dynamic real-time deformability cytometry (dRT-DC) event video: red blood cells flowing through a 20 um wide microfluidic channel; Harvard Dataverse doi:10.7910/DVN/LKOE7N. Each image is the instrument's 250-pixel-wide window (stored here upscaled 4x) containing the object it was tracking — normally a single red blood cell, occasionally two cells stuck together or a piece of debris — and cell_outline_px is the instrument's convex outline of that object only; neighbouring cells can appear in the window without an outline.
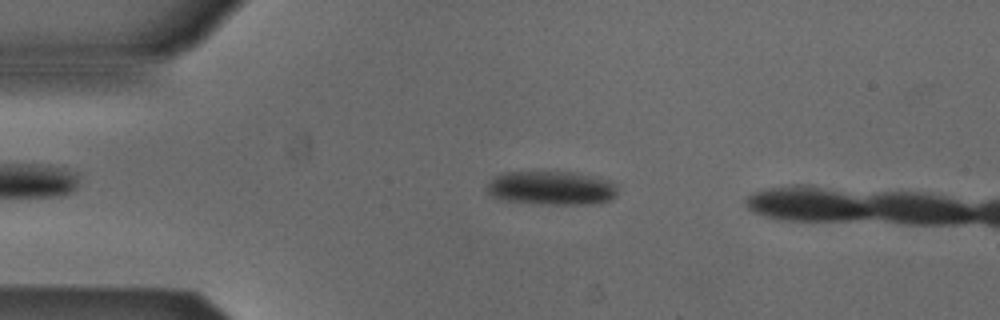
{"species": "Egyptian fruit bat (a non-hibernating species)", "species_latin": "Rousettus aegyptiacus", "temperature_condition": "cold", "stored_images_in_passage": 47, "camera_frame_rate_fps": 3000, "um_per_image_px": 0.085, "animal": {"sex": "male"}, "frame": {"image": 1, "passage_image": 12, "time_ms": 3.667, "image_size_px": [1000, 320], "cell_outline_px": [[616, 196], [608, 200], [572, 204], [560, 204], [508, 200], [492, 196], [484, 188], [488, 180], [492, 176], [504, 172], [572, 172], [596, 176], [612, 180], [616, 184]], "centroid_in_image_um": [46.83, 15.94], "position_along_channel_um": 38.2, "area_um2": 25.49}}
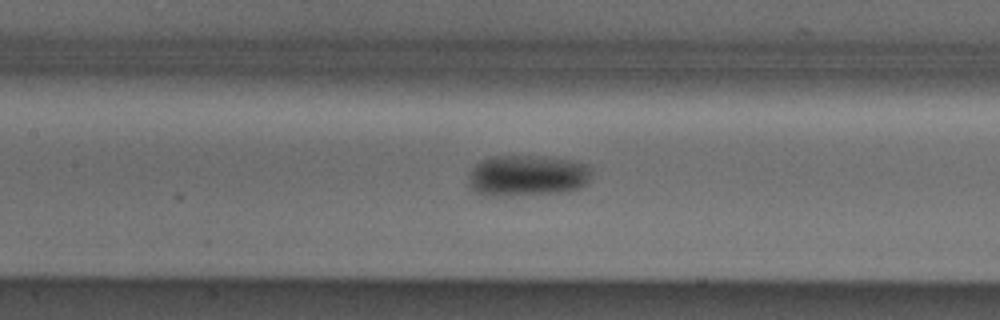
{"frame": {"image": 2, "passage_image": 24, "time_ms": 7.667, "image_size_px": [1000, 320], "cell_outline_px": [[592, 176], [588, 184], [580, 188], [568, 192], [512, 196], [492, 196], [476, 192], [468, 184], [468, 176], [472, 168], [480, 160], [488, 156], [536, 156], [572, 160], [588, 164], [592, 168]], "centroid_in_image_um": [44.85, 14.93], "position_along_channel_um": 162.5, "area_um2": 30.23}}
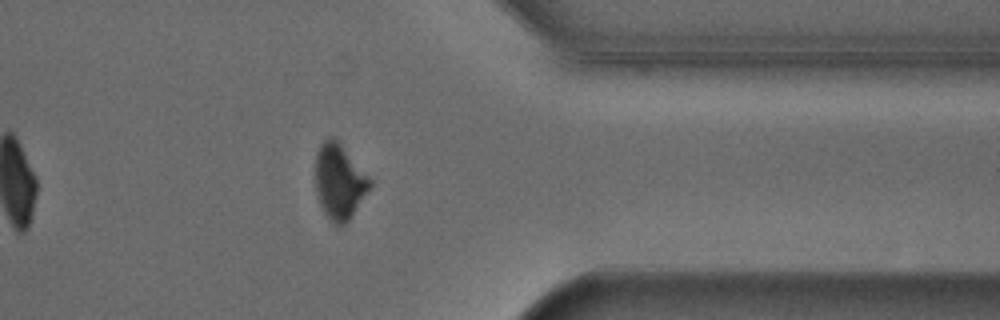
{"frame": {"image": 3, "passage_image": 42, "time_ms": 13.667, "image_size_px": [1000, 320], "cell_outline_px": [[372, 184], [348, 220], [344, 224], [336, 224], [324, 212], [320, 204], [316, 188], [316, 152], [320, 144], [328, 136], [332, 136], [340, 144], [372, 180]], "centroid_in_image_um": [28.83, 15.39], "position_along_channel_um": 382.6, "area_um2": 23.12}, "authors_computed_cell_mechanics": {"area_um2": 26.4146, "velocity_mm_per_s": 3.8807, "shape_relaxation_time_tau1_ms": 2.3743, "shape_relaxation_time_tau2_ms": null, "deformation_change_tau1": 0.0888, "deformation_change_tau2": null}}